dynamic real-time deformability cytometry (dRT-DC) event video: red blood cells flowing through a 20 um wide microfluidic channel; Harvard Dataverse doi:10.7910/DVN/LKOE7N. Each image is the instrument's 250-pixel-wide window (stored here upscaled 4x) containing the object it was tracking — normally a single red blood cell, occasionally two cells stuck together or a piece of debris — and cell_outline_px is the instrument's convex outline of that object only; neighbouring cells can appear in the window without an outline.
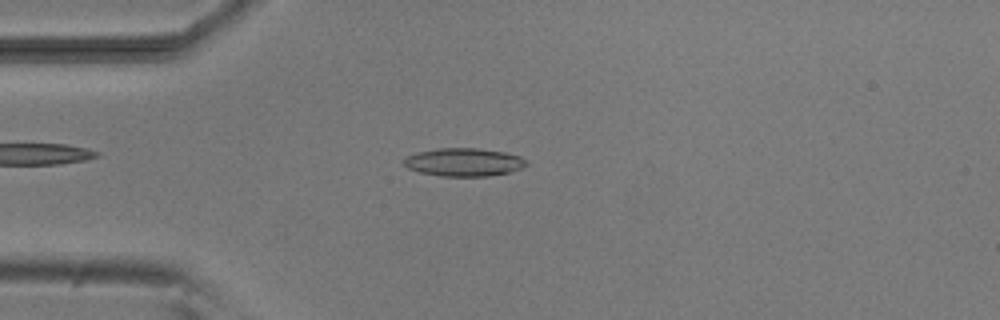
{"species": "common noctule bat (a hibernating species)", "species_latin": "Nyctalus noctula", "temperature_condition": "room temperature", "stored_images_in_passage": 45, "camera_frame_rate_fps": 3000, "um_per_image_px": 0.085, "animal": {"sex": "male", "body_mass_g": 20.5, "forearm_length_mm": 52.5}, "frame": {"image": 1, "passage_image": 6, "time_ms": 1.667, "image_size_px": [1000, 320], "cell_outline_px": [[528, 164], [520, 168], [508, 172], [488, 176], [440, 176], [420, 172], [408, 168], [400, 160], [416, 152], [436, 148], [476, 148], [504, 152], [520, 156], [528, 160]], "centroid_in_image_um": [39.4, 13.78], "position_along_channel_um": 45.6, "area_um2": 20.11}}
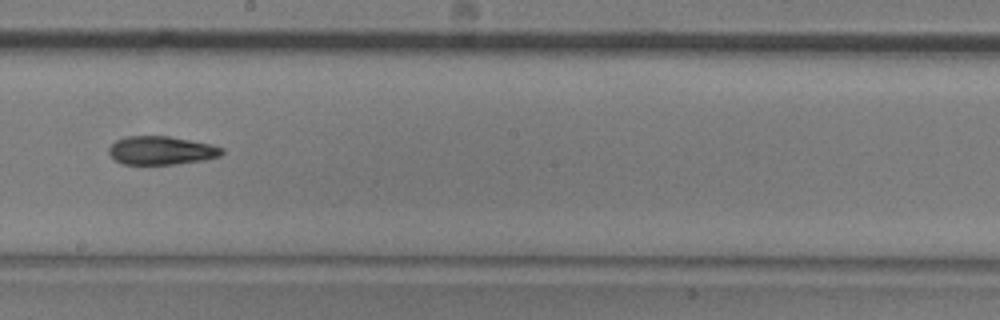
{"frame": {"image": 2, "passage_image": 22, "time_ms": 7.0, "image_size_px": [1000, 320], "cell_outline_px": [[224, 152], [220, 156], [204, 160], [176, 164], [120, 164], [108, 152], [108, 148], [116, 140], [128, 136], [168, 136], [212, 144], [224, 148]], "centroid_in_image_um": [13.73, 12.79], "position_along_channel_um": 234.5, "area_um2": 18.79}}
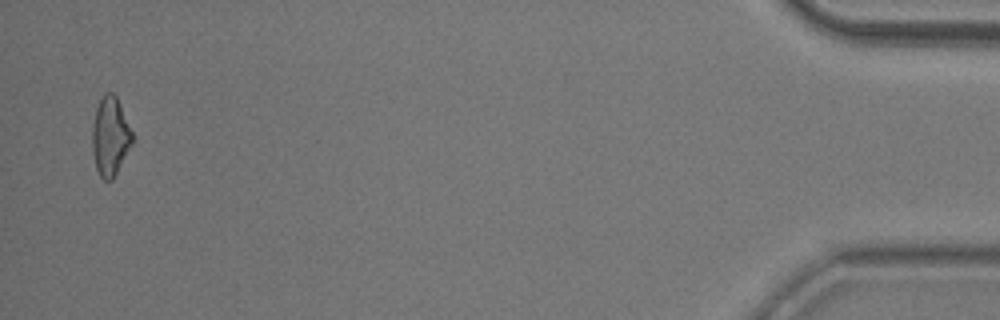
{"frame": {"image": 3, "passage_image": 44, "time_ms": 14.333, "image_size_px": [1000, 320], "cell_outline_px": [[136, 140], [112, 180], [104, 180], [100, 176], [96, 168], [92, 152], [92, 128], [96, 108], [104, 92], [112, 92], [116, 96]], "centroid_in_image_um": [9.39, 11.61], "position_along_channel_um": 425.8, "area_um2": 18.61}, "authors_computed_cell_mechanics": {"area_um2": 19.1896, "velocity_mm_per_s": 3.8244, "shape_relaxation_time_tau1_ms": 7.294, "shape_relaxation_time_tau2_ms": 5.6095, "deformation_change_tau1": 0.1785, "deformation_change_tau2": 0.1577}}